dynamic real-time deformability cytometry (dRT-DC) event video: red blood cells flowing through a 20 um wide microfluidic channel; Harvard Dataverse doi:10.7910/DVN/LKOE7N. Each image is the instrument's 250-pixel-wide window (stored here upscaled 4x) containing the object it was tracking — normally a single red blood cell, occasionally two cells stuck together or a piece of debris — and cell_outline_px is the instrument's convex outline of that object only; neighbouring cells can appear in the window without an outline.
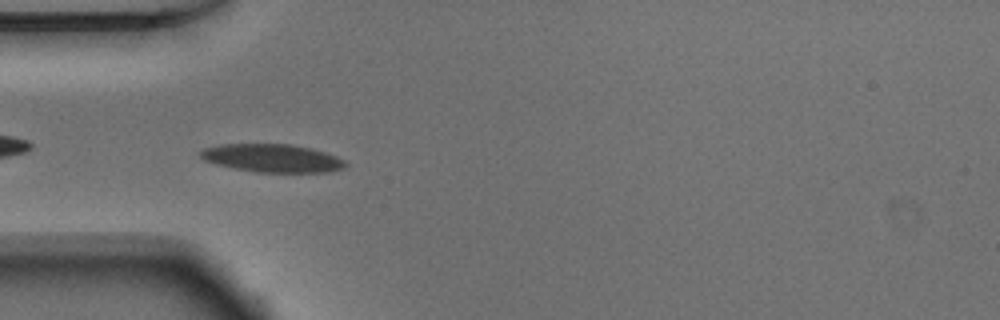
{"species": "Egyptian fruit bat (a non-hibernating species)", "species_latin": "Rousettus aegyptiacus", "temperature_condition": "warm", "stored_images_in_passage": 39, "camera_frame_rate_fps": 3000, "um_per_image_px": 0.085, "animal": {"sex": "male"}, "frame": {"image": 1, "passage_image": 3, "time_ms": 0.667, "image_size_px": [1000, 320], "cell_outline_px": [[348, 164], [344, 168], [328, 172], [256, 172], [232, 168], [216, 164], [204, 160], [200, 156], [200, 152], [204, 148], [220, 144], [292, 144], [324, 152], [336, 156], [344, 160]], "centroid_in_image_um": [23.13, 13.44], "position_along_channel_um": 61.9, "area_um2": 23.7}}
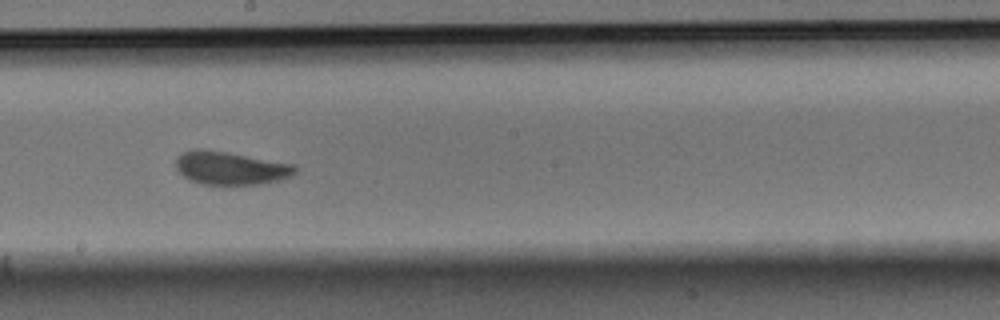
{"frame": {"image": 2, "passage_image": 16, "time_ms": 5.0, "image_size_px": [1000, 320], "cell_outline_px": [[296, 172], [292, 176], [280, 180], [256, 184], [200, 184], [184, 176], [176, 168], [176, 156], [184, 152], [196, 148], [204, 148], [228, 152], [296, 164]], "centroid_in_image_um": [19.61, 14.27], "position_along_channel_um": 228.6, "area_um2": 23.12}}
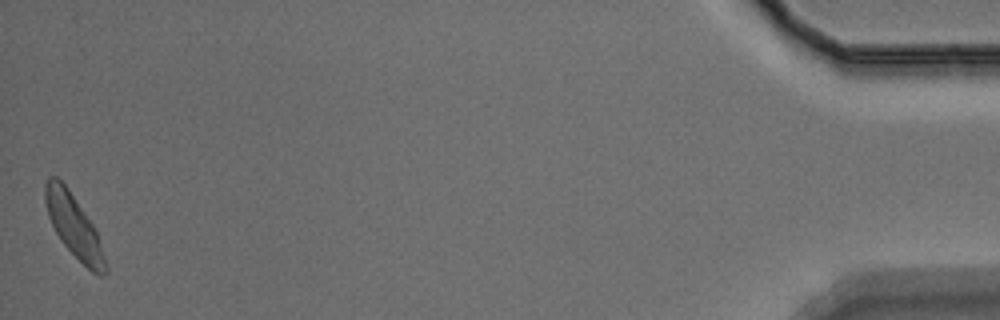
{"frame": {"image": 3, "passage_image": 39, "time_ms": 12.667, "image_size_px": [1000, 320], "cell_outline_px": [[108, 272], [104, 276], [100, 276], [92, 272], [60, 240], [48, 216], [44, 200], [44, 184], [48, 176], [56, 176], [68, 188], [92, 224], [96, 232], [108, 268]], "centroid_in_image_um": [6.25, 19.19], "position_along_channel_um": 428.9, "area_um2": 21.56}, "authors_computed_cell_mechanics": {"area_um2": 22.6576, "velocity_mm_per_s": 3.8553, "shape_relaxation_time_tau1_ms": 2.0717, "shape_relaxation_time_tau2_ms": 1.8492, "deformation_change_tau1": 0.1332, "deformation_change_tau2": 0.0867}}